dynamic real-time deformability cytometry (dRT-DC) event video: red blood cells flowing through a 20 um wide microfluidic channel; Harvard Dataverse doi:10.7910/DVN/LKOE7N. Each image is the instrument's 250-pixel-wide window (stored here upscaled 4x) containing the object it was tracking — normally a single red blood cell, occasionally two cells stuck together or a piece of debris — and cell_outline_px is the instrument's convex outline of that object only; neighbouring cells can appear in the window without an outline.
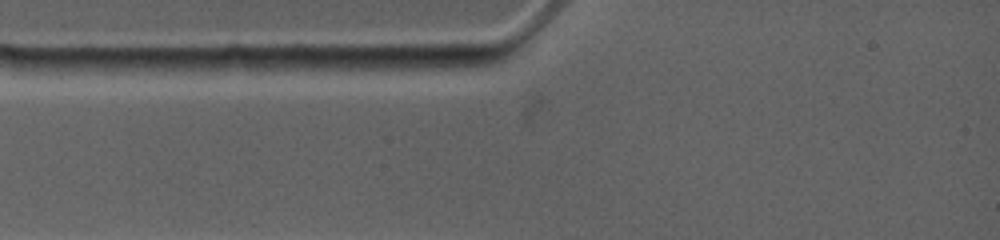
{"species": "common noctule bat (a hibernating species)", "species_latin": "Nyctalus noctula", "temperature_condition": "warm", "stored_images_in_passage": 2, "segment_of_instrument_passage": [1, 2], "camera_frame_rate_fps": 4500, "um_per_image_px": 0.085, "animal": {"sex": "female", "body_mass_g": 19.0, "forearm_length_mm": 53.3}, "frame": {"image": 1, "passage_image": 1, "time_ms": 0.0, "image_size_px": [1000, 240], "cell_outline_px": [[188, 68], [56, 76], [52, 60], [88, 56], [92, 56], [184, 60]], "centroid_in_image_um": [9.53, 5.54], "position_along_channel_um": 75.5, "area_um2": 13.53}}